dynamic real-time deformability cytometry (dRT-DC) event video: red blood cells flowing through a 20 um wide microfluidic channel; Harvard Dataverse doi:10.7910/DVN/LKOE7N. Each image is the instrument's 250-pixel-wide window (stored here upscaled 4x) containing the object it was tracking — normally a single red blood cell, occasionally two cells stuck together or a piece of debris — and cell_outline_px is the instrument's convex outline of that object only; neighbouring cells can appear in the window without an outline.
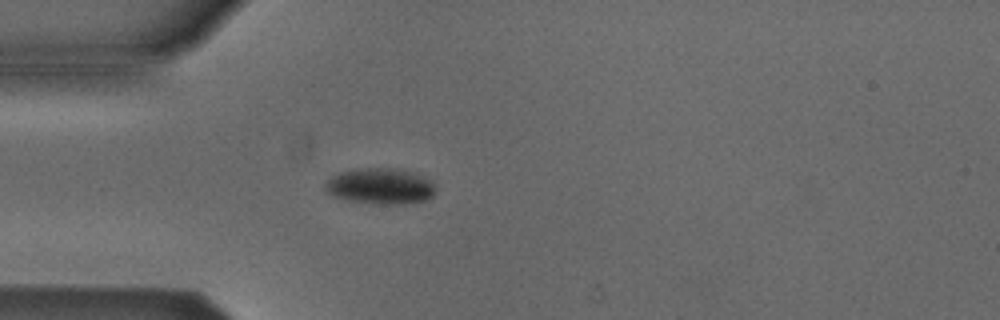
{"species": "Egyptian fruit bat (a non-hibernating species)", "species_latin": "Rousettus aegyptiacus", "temperature_condition": "cold", "stored_images_in_passage": 3, "camera_frame_rate_fps": 3000, "um_per_image_px": 0.085, "animal": {"sex": "male"}, "frame": {"image": 1, "passage_image": 3, "time_ms": 2.667, "image_size_px": [1000, 320], "cell_outline_px": [[436, 184], [432, 196], [424, 200], [404, 204], [376, 204], [348, 200], [332, 196], [324, 188], [324, 184], [332, 176], [340, 172], [356, 168], [400, 168], [416, 172], [432, 180]], "centroid_in_image_um": [32.35, 15.8], "position_along_channel_um": 52.7, "area_um2": 23.47}}